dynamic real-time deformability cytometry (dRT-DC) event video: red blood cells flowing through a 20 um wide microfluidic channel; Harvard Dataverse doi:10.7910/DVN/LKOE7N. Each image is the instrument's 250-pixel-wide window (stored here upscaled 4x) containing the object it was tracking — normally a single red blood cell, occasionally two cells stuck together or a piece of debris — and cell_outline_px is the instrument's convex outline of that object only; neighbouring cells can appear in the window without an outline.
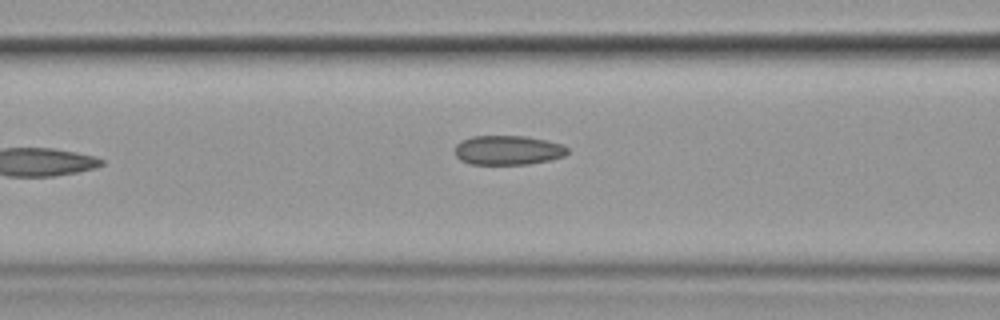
{"species": "common noctule bat (a hibernating species)", "species_latin": "Nyctalus noctula", "temperature_condition": "cold", "stored_images_in_passage": 10, "camera_frame_rate_fps": 3000, "um_per_image_px": 0.085, "animal": {"sex": "female", "body_mass_g": 19.9}, "frame": {"image": 1, "passage_image": 7, "time_ms": 7.333, "image_size_px": [1000, 320], "cell_outline_px": [[568, 152], [564, 156], [548, 160], [528, 164], [468, 164], [460, 160], [452, 152], [456, 144], [460, 140], [472, 136], [524, 136], [548, 140], [564, 144], [568, 148]], "centroid_in_image_um": [43.13, 12.76], "position_along_channel_um": 123.5, "area_um2": 19.59}}
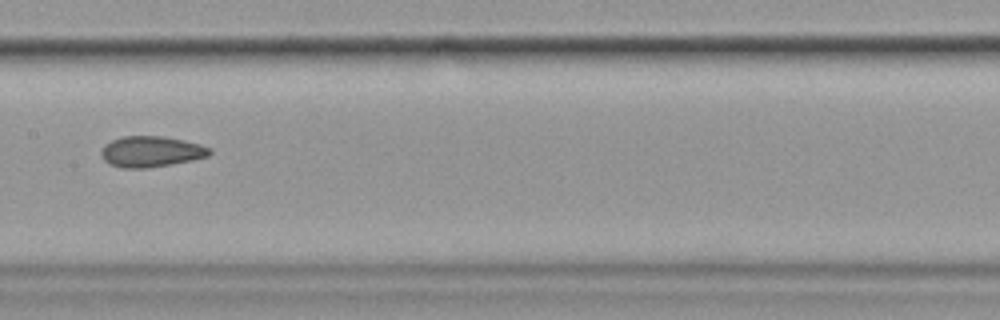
{"frame": {"image": 2, "passage_image": 9, "time_ms": 9.333, "image_size_px": [1000, 320], "cell_outline_px": [[212, 152], [208, 156], [192, 160], [172, 164], [148, 168], [120, 168], [108, 164], [100, 156], [100, 152], [104, 144], [112, 140], [124, 136], [164, 136], [184, 140], [200, 144], [212, 148]], "centroid_in_image_um": [12.83, 12.89], "position_along_channel_um": 194.6, "area_um2": 19.77}}
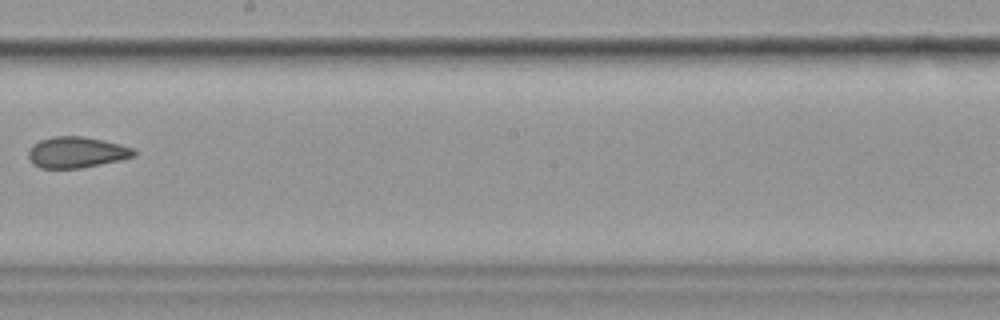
{"frame": {"image": 3, "passage_image": 10, "time_ms": 10.667, "image_size_px": [1000, 320], "cell_outline_px": [[136, 156], [120, 160], [80, 168], [40, 168], [32, 164], [28, 156], [28, 152], [40, 140], [52, 136], [80, 136], [104, 140], [120, 144], [132, 148], [136, 152]], "centroid_in_image_um": [6.52, 12.95], "position_along_channel_um": 241.7, "area_um2": 18.96}}